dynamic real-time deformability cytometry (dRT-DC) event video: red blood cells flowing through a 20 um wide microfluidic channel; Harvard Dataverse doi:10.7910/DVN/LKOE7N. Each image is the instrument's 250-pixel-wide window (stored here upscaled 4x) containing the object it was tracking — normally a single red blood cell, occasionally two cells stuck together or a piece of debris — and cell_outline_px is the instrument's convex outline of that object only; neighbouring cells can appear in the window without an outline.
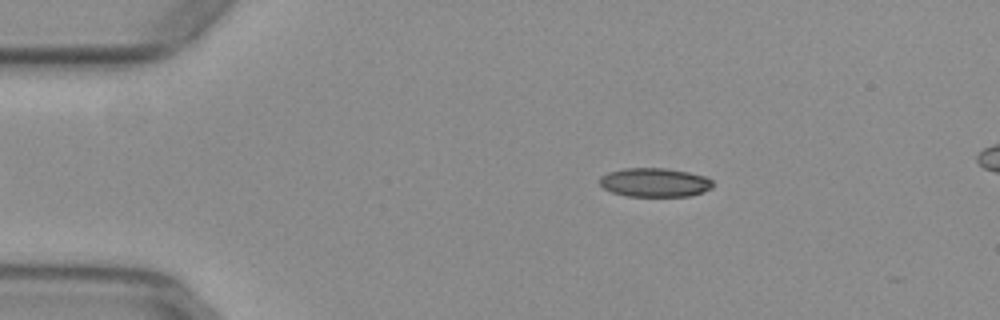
{"species": "common noctule bat (a hibernating species)", "species_latin": "Nyctalus noctula", "temperature_condition": "warm", "stored_images_in_passage": 21, "camera_frame_rate_fps": 3000, "um_per_image_px": 0.085, "animal": {"sex": "female", "body_mass_g": 29.2, "forearm_length_mm": 56.3}, "frame": {"image": 1, "passage_image": 8, "time_ms": 2.333, "image_size_px": [1000, 320], "cell_outline_px": [[712, 188], [692, 196], [628, 196], [612, 192], [604, 188], [600, 184], [600, 176], [608, 172], [624, 168], [664, 168], [688, 172], [704, 176], [712, 180]], "centroid_in_image_um": [55.64, 15.51], "position_along_channel_um": 29.4, "area_um2": 19.02}}
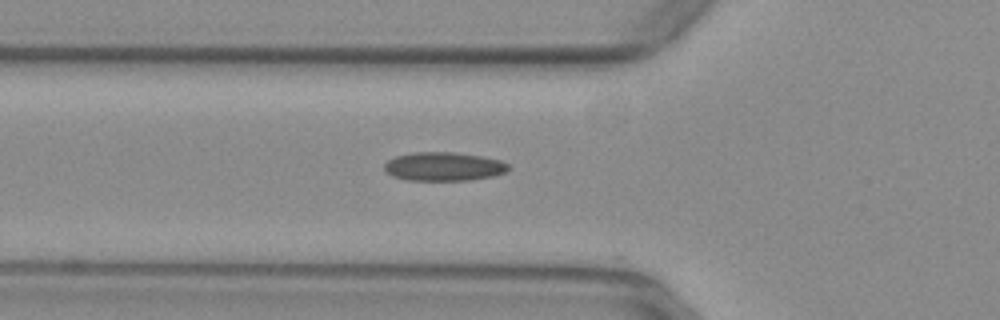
{"frame": {"image": 2, "passage_image": 17, "time_ms": 5.333, "image_size_px": [1000, 320], "cell_outline_px": [[508, 168], [504, 172], [492, 176], [468, 180], [408, 180], [392, 176], [384, 168], [384, 164], [388, 160], [396, 156], [416, 152], [452, 152], [480, 156], [500, 160], [508, 164]], "centroid_in_image_um": [37.69, 14.15], "position_along_channel_um": 88.1, "area_um2": 20.46}}
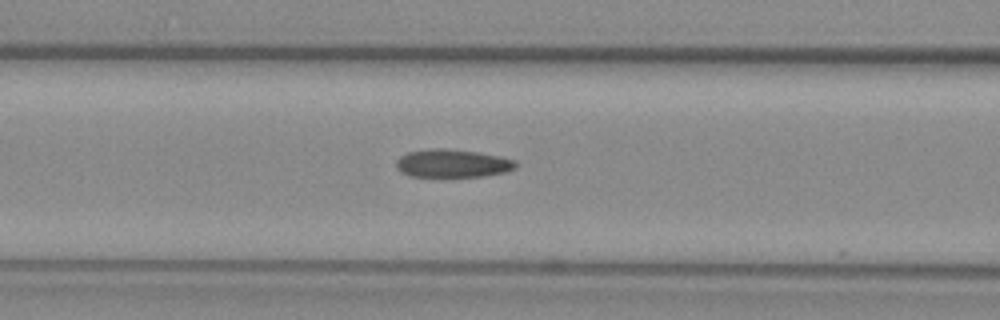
{"frame": {"image": 3, "passage_image": 20, "time_ms": 6.333, "image_size_px": [1000, 320], "cell_outline_px": [[516, 168], [508, 172], [484, 176], [408, 176], [396, 168], [396, 160], [400, 156], [408, 152], [432, 148], [448, 148], [476, 152], [500, 156], [516, 160]], "centroid_in_image_um": [38.47, 13.88], "position_along_channel_um": 128.1, "area_um2": 19.65}}